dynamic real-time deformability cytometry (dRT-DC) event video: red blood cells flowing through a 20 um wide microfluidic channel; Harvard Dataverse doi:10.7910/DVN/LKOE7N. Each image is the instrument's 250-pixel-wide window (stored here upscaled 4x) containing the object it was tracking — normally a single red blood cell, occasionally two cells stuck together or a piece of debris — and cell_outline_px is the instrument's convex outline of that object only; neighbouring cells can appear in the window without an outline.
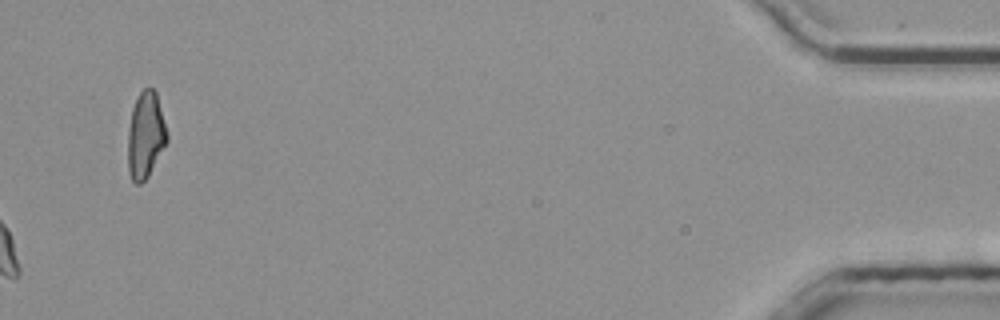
{"species": "common noctule bat (a hibernating species)", "species_latin": "Nyctalus noctula", "temperature_condition": "room temperature", "stored_images_in_passage": 50, "camera_frame_rate_fps": 3000, "um_per_image_px": 0.085, "animal": {"sex": "male", "body_mass_g": 20.4}, "frame": {"image": 1, "passage_image": 50, "time_ms": 16.333, "image_size_px": [1000, 320], "cell_outline_px": [[168, 140], [148, 176], [140, 184], [136, 184], [132, 180], [128, 168], [128, 128], [132, 108], [140, 92], [144, 88], [152, 88], [156, 92], [168, 132]], "centroid_in_image_um": [12.38, 11.48], "position_along_channel_um": 422.8, "area_um2": 19.65}, "authors_computed_cell_mechanics": {"area_um2": 19.5942, "velocity_mm_per_s": 3.8252, "shape_relaxation_time_tau1_ms": 6.8563, "shape_relaxation_time_tau2_ms": 3.2956, "deformation_change_tau1": 0.105, "deformation_change_tau2": 0.0728}}